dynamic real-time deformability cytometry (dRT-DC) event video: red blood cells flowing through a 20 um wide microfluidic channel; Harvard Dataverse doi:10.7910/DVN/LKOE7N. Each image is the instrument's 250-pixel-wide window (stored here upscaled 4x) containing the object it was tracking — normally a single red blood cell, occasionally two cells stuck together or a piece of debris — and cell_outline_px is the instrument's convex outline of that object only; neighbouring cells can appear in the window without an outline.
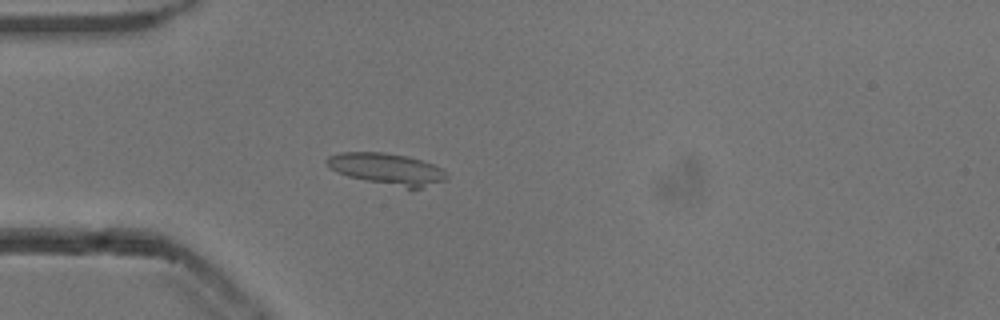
{"species": "common noctule bat (a hibernating species)", "species_latin": "Nyctalus noctula", "temperature_condition": "cold", "stored_images_in_passage": 53, "camera_frame_rate_fps": 3000, "um_per_image_px": 0.085, "animal": {"sex": "male", "body_mass_g": 13.3}, "frame": {"image": 1, "passage_image": 15, "time_ms": 4.667, "image_size_px": [1000, 320], "cell_outline_px": [[448, 176], [444, 180], [424, 188], [412, 192], [348, 176], [336, 172], [328, 168], [324, 160], [328, 156], [340, 152], [384, 152], [408, 156], [444, 168], [448, 172]], "centroid_in_image_um": [32.92, 14.4], "position_along_channel_um": 52.1, "area_um2": 22.95}}
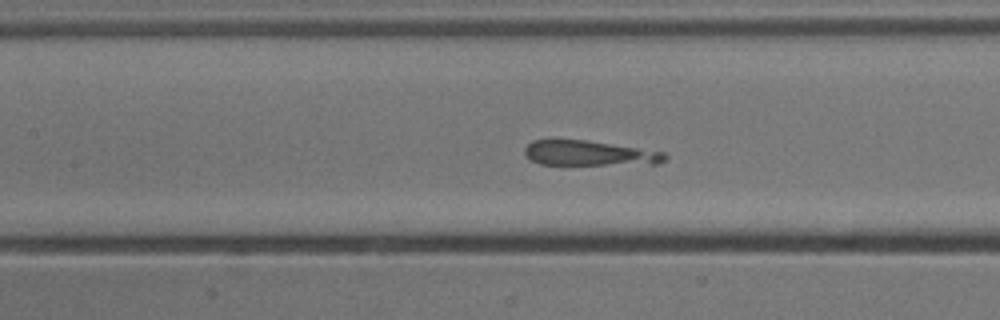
{"frame": {"image": 2, "passage_image": 24, "time_ms": 7.667, "image_size_px": [1000, 320], "cell_outline_px": [[668, 156], [660, 164], [540, 164], [524, 156], [524, 148], [532, 140], [588, 140], [664, 152]], "centroid_in_image_um": [50.08, 13.02], "position_along_channel_um": 157.3, "area_um2": 20.35}}
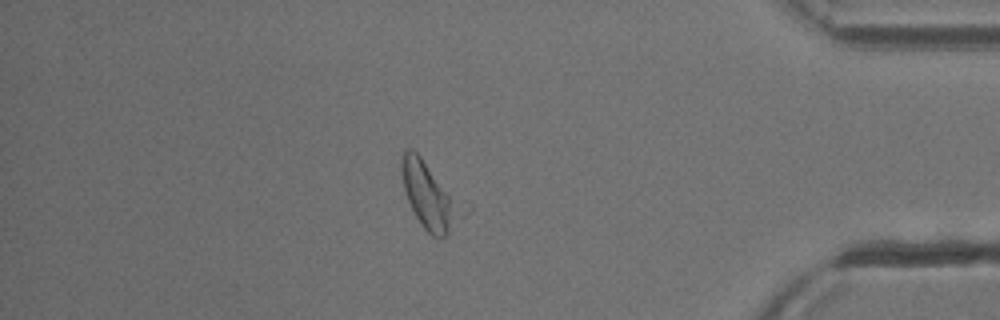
{"frame": {"image": 3, "passage_image": 46, "time_ms": 15.0, "image_size_px": [1000, 320], "cell_outline_px": [[456, 216], [448, 232], [440, 240], [432, 236], [424, 228], [416, 216], [408, 200], [404, 188], [400, 172], [400, 156], [404, 148], [412, 148], [420, 156], [448, 196], [456, 212]], "centroid_in_image_um": [36.22, 16.58], "position_along_channel_um": 399.0, "area_um2": 20.29}}